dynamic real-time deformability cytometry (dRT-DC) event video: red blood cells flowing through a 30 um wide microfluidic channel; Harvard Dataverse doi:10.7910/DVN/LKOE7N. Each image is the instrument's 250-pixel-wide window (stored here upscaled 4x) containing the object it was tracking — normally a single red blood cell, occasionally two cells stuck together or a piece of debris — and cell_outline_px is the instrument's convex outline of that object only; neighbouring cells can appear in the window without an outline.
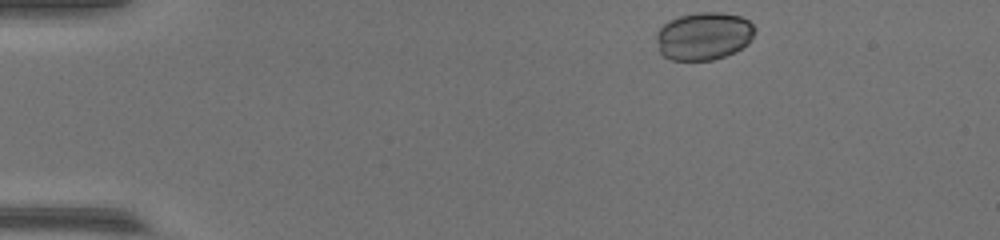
{"species": "common noctule bat (a hibernating species)", "species_latin": "Nyctalus noctula", "temperature_condition": "warm", "stored_images_in_passage": 47, "camera_frame_rate_fps": 3000, "um_per_image_px": 0.085, "animal": {"sex": "female", "body_mass_g": 17.0, "forearm_length_mm": 48.0}, "frame": {"image": 1, "passage_image": 1, "time_ms": 0.0, "image_size_px": [1000, 240], "cell_outline_px": [[756, 32], [748, 44], [724, 56], [712, 60], [672, 60], [664, 56], [660, 52], [656, 40], [656, 32], [668, 20], [680, 16], [700, 12], [720, 12], [740, 16], [748, 20], [756, 28]], "centroid_in_image_um": [59.82, 3.06], "position_along_channel_um": 25.2, "area_um2": 27.46}}
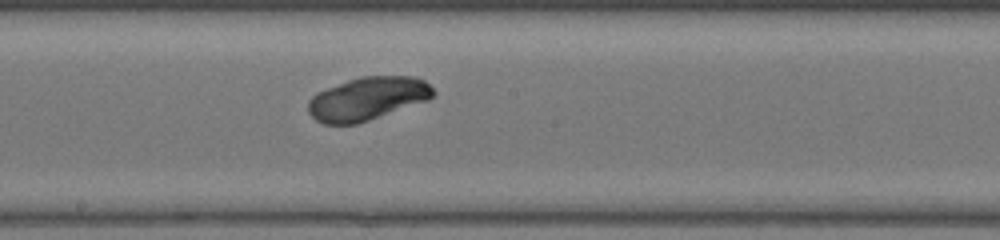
{"frame": {"image": 2, "passage_image": 23, "time_ms": 7.333, "image_size_px": [1000, 240], "cell_outline_px": [[436, 92], [428, 100], [356, 124], [324, 124], [316, 120], [308, 112], [308, 100], [316, 92], [348, 80], [360, 76], [412, 76], [424, 80]], "centroid_in_image_um": [31.21, 8.38], "position_along_channel_um": 217.0, "area_um2": 31.27}}
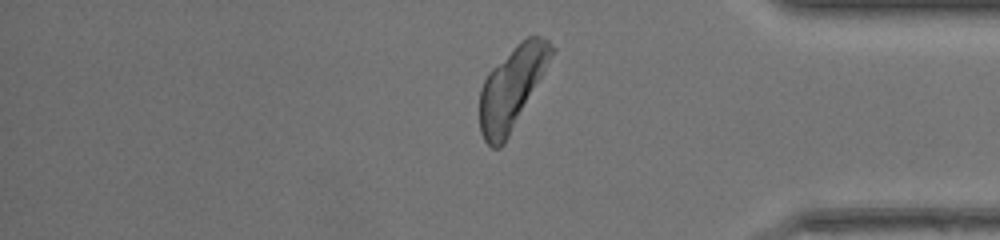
{"frame": {"image": 3, "passage_image": 38, "time_ms": 12.333, "image_size_px": [1000, 240], "cell_outline_px": [[556, 48], [504, 144], [500, 148], [492, 148], [484, 140], [480, 132], [480, 88], [488, 72], [520, 40], [528, 36], [540, 36], [548, 40]], "centroid_in_image_um": [43.48, 7.44], "position_along_channel_um": 391.7, "area_um2": 33.47}}